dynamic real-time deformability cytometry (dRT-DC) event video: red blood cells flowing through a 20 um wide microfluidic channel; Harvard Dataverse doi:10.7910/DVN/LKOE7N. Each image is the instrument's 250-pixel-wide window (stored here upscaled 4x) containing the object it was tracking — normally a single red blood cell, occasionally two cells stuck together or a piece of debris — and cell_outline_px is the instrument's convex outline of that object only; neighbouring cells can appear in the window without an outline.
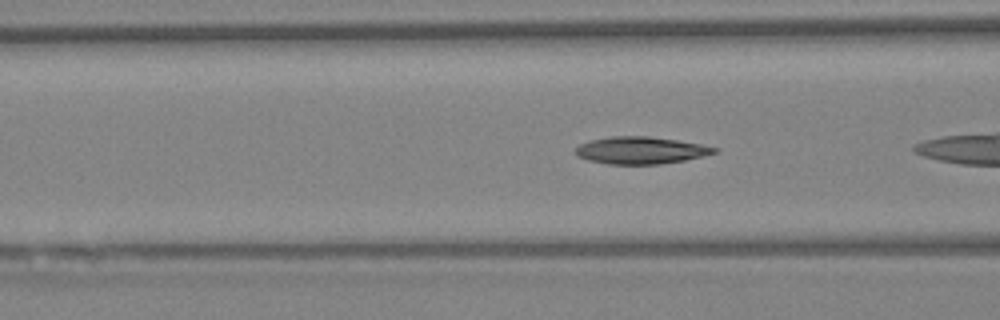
{"species": "Egyptian fruit bat (a non-hibernating species)", "species_latin": "Rousettus aegyptiacus", "temperature_condition": "warm", "stored_images_in_passage": 29, "camera_frame_rate_fps": 3000, "um_per_image_px": 0.085, "animal": {"sex": "female"}, "frame": {"image": 1, "passage_image": 4, "time_ms": 1.0, "image_size_px": [1000, 320], "cell_outline_px": [[720, 148], [716, 152], [704, 156], [684, 160], [660, 164], [608, 164], [588, 160], [576, 156], [572, 152], [580, 144], [592, 140], [612, 136], [648, 136], [676, 140], [700, 144]], "centroid_in_image_um": [54.44, 12.78], "position_along_channel_um": 112.2, "area_um2": 21.96}}
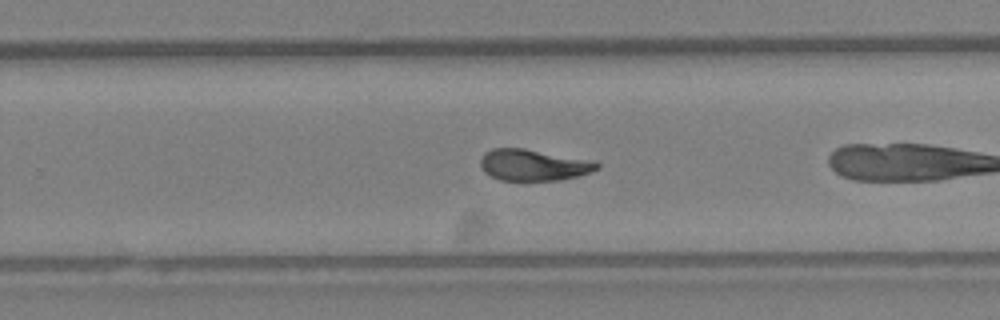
{"frame": {"image": 2, "passage_image": 20, "time_ms": 6.333, "image_size_px": [1000, 320], "cell_outline_px": [[600, 168], [576, 176], [560, 180], [500, 180], [484, 172], [480, 164], [480, 156], [484, 152], [492, 148], [524, 148], [596, 160], [600, 164]], "centroid_in_image_um": [45.35, 14.0], "position_along_channel_um": 284.5, "area_um2": 21.5}}
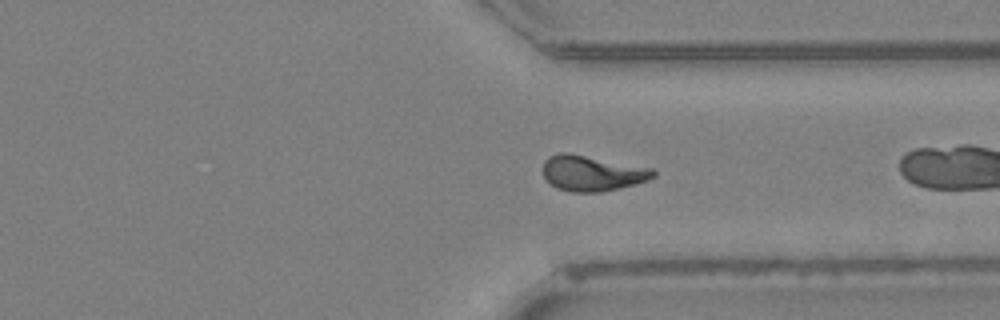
{"frame": {"image": 3, "passage_image": 27, "time_ms": 8.667, "image_size_px": [1000, 320], "cell_outline_px": [[656, 176], [648, 180], [620, 188], [600, 192], [572, 192], [556, 188], [544, 176], [544, 160], [548, 156], [560, 152], [568, 152], [652, 168], [656, 172]], "centroid_in_image_um": [50.34, 14.71], "position_along_channel_um": 361.1, "area_um2": 22.83}}